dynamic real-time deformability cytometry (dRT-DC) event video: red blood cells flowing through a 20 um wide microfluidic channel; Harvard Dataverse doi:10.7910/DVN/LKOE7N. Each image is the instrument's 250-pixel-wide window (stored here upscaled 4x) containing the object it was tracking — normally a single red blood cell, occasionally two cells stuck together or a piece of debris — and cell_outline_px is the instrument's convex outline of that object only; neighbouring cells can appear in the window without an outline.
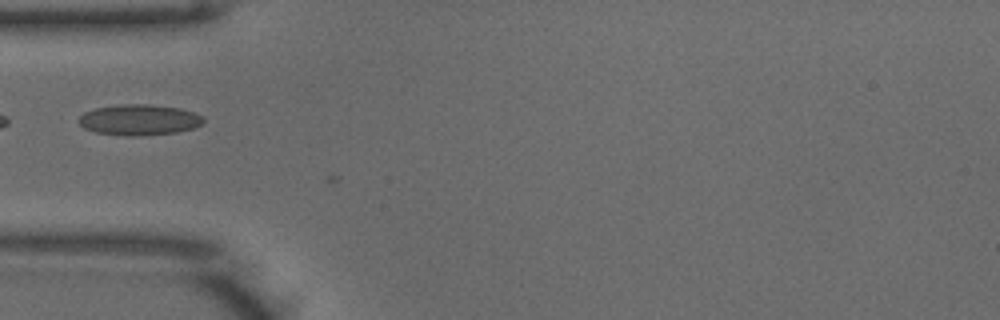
{"species": "common noctule bat (a hibernating species)", "species_latin": "Nyctalus noctula", "temperature_condition": "warm", "stored_images_in_passage": 13, "camera_frame_rate_fps": 3000, "um_per_image_px": 0.085, "animal": {"sex": "male", "body_mass_g": 18.8}, "frame": {"image": 1, "passage_image": 11, "time_ms": 3.333, "image_size_px": [1000, 320], "cell_outline_px": [[204, 124], [192, 128], [176, 132], [136, 136], [124, 136], [96, 132], [84, 128], [76, 120], [84, 112], [96, 108], [120, 104], [152, 104], [180, 108], [196, 112], [204, 116]], "centroid_in_image_um": [11.85, 10.18], "position_along_channel_um": 73.1, "area_um2": 22.6}}